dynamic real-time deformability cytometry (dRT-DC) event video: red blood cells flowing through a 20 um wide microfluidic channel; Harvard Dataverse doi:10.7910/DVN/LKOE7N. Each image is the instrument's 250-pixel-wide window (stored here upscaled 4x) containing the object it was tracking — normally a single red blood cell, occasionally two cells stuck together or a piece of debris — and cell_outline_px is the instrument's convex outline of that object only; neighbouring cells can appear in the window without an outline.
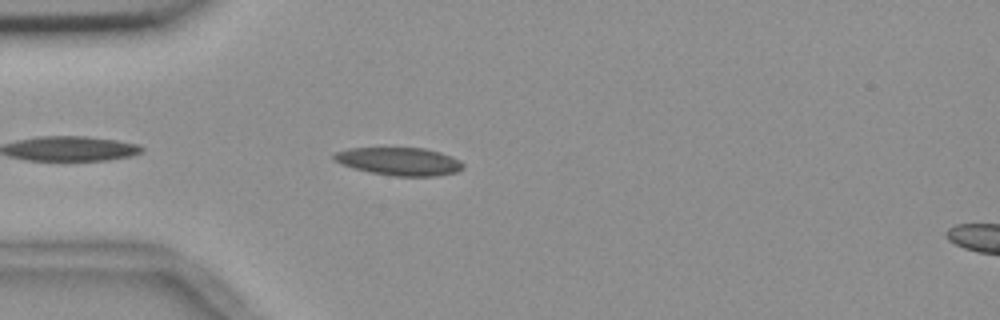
{"species": "common noctule bat (a hibernating species)", "species_latin": "Nyctalus noctula", "temperature_condition": "room temperature", "stored_images_in_passage": 13, "camera_frame_rate_fps": 3000, "um_per_image_px": 0.085, "animal": {"sex": "female", "body_mass_g": 18.4}, "frame": {"image": 1, "passage_image": 4, "time_ms": 1.0, "image_size_px": [1000, 320], "cell_outline_px": [[464, 168], [456, 172], [436, 176], [392, 176], [368, 172], [352, 168], [332, 160], [332, 156], [336, 152], [348, 148], [424, 148], [440, 152], [460, 160], [464, 164]], "centroid_in_image_um": [33.92, 13.72], "position_along_channel_um": 51.1, "area_um2": 21.15}}
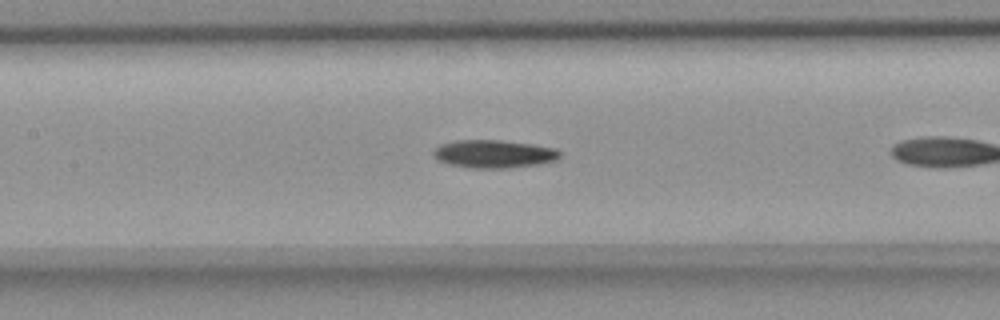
{"frame": {"image": 2, "passage_image": 11, "time_ms": 3.333, "image_size_px": [1000, 320], "cell_outline_px": [[560, 156], [556, 160], [536, 164], [508, 168], [468, 168], [436, 160], [432, 156], [432, 152], [440, 144], [456, 140], [500, 140], [532, 144], [556, 148], [560, 152]], "centroid_in_image_um": [41.94, 13.08], "position_along_channel_um": 165.5, "area_um2": 20.63}}